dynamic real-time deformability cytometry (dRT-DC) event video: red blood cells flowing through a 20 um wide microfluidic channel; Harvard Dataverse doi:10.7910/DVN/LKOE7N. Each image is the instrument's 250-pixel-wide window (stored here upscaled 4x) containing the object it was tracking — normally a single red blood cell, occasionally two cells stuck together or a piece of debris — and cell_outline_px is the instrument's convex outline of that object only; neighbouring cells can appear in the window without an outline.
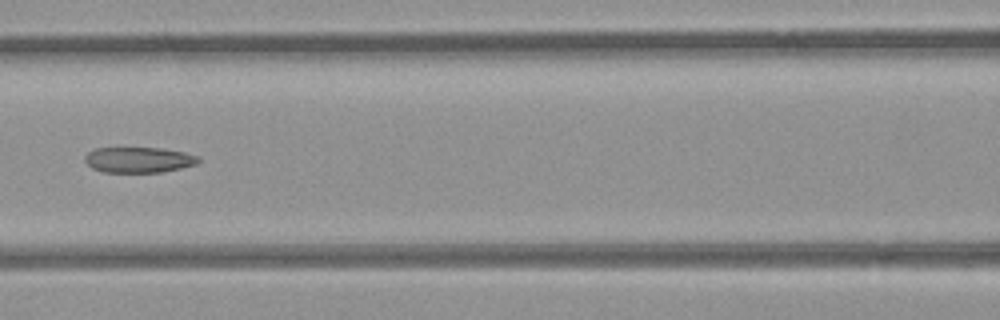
{"species": "common noctule bat (a hibernating species)", "species_latin": "Nyctalus noctula", "temperature_condition": "room temperature", "stored_images_in_passage": 7, "camera_frame_rate_fps": 3000, "um_per_image_px": 0.085, "animal": {"sex": "female", "body_mass_g": 21.9}, "frame": {"image": 1, "passage_image": 6, "time_ms": 6.667, "image_size_px": [1000, 320], "cell_outline_px": [[200, 160], [196, 164], [180, 168], [160, 172], [104, 172], [92, 168], [84, 160], [84, 156], [88, 152], [96, 148], [164, 148], [184, 152], [200, 156]], "centroid_in_image_um": [11.8, 13.58], "position_along_channel_um": 154.8, "area_um2": 16.94}}
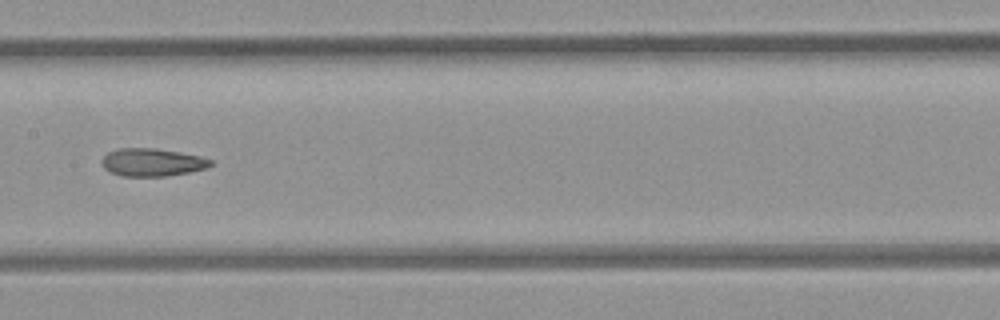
{"frame": {"image": 2, "passage_image": 7, "time_ms": 7.667, "image_size_px": [1000, 320], "cell_outline_px": [[212, 164], [208, 168], [188, 172], [164, 176], [120, 176], [104, 168], [104, 156], [108, 152], [120, 148], [156, 148], [180, 152], [200, 156], [212, 160]], "centroid_in_image_um": [12.97, 13.79], "position_along_channel_um": 194.4, "area_um2": 17.46}}